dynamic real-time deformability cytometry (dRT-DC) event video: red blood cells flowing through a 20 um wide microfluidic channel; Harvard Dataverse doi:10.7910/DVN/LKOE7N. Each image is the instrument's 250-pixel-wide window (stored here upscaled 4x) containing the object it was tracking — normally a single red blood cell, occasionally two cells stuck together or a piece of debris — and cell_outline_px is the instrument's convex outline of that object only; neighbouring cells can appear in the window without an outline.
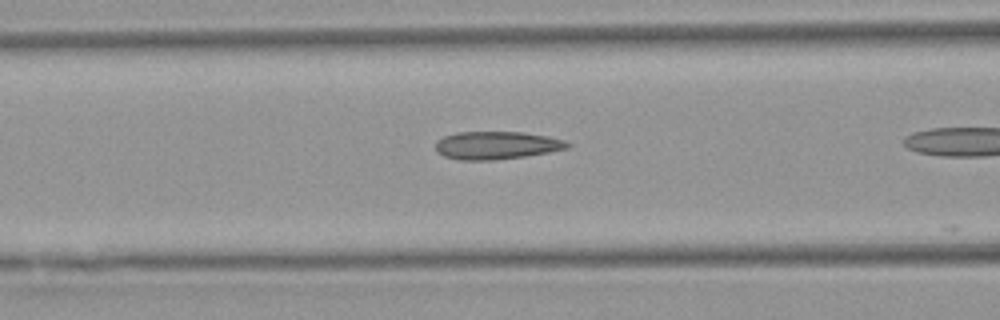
{"species": "Egyptian fruit bat (a non-hibernating species)", "species_latin": "Rousettus aegyptiacus", "temperature_condition": "warm", "stored_images_in_passage": 24, "camera_frame_rate_fps": 3000, "um_per_image_px": 0.085, "animal": {"sex": "female"}, "frame": {"image": 1, "passage_image": 4, "time_ms": 1.0, "image_size_px": [1000, 320], "cell_outline_px": [[572, 144], [568, 148], [548, 152], [524, 156], [492, 160], [460, 160], [444, 156], [436, 152], [436, 140], [444, 136], [460, 132], [524, 132], [548, 136], [564, 140]], "centroid_in_image_um": [42.2, 12.35], "position_along_channel_um": 124.4, "area_um2": 21.39}}
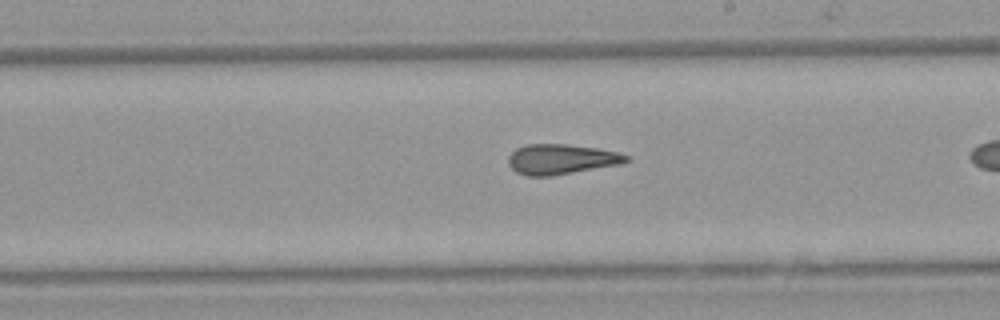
{"frame": {"image": 2, "passage_image": 13, "time_ms": 4.0, "image_size_px": [1000, 320], "cell_outline_px": [[632, 160], [620, 164], [552, 176], [528, 176], [516, 172], [508, 164], [508, 156], [516, 148], [528, 144], [568, 144], [596, 148], [616, 152], [628, 156]], "centroid_in_image_um": [47.69, 13.53], "position_along_channel_um": 241.3, "area_um2": 20.69}}
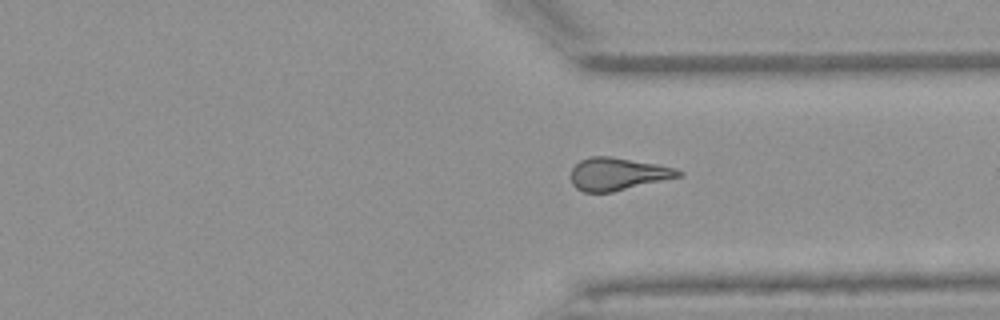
{"frame": {"image": 3, "passage_image": 22, "time_ms": 7.0, "image_size_px": [1000, 320], "cell_outline_px": [[684, 176], [612, 192], [584, 192], [576, 188], [572, 184], [572, 168], [580, 160], [592, 156], [608, 156], [656, 164], [676, 168], [684, 172]], "centroid_in_image_um": [52.54, 14.79], "position_along_channel_um": 358.9, "area_um2": 20.4}}